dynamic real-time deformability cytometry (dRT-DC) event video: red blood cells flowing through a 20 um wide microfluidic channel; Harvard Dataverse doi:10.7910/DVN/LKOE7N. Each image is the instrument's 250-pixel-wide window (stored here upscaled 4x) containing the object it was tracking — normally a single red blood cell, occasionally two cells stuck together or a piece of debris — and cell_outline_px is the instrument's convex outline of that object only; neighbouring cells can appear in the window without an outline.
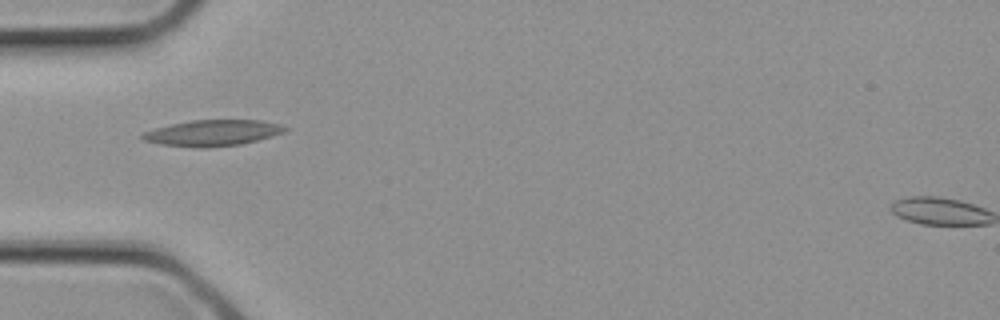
{"species": "common noctule bat (a hibernating species)", "species_latin": "Nyctalus noctula", "temperature_condition": "cold", "stored_images_in_passage": 1, "camera_frame_rate_fps": 3000, "um_per_image_px": 0.085, "animal": {"sex": "female", "body_mass_g": 21.9}, "frame": {"image": 1, "passage_image": 1, "time_ms": 0.0, "image_size_px": [1000, 320], "cell_outline_px": [[288, 128], [284, 132], [272, 136], [240, 144], [204, 148], [200, 148], [160, 144], [144, 140], [140, 136], [144, 132], [156, 128], [172, 124], [192, 120], [260, 120], [280, 124]], "centroid_in_image_um": [18.08, 11.3], "position_along_channel_um": 66.9, "area_um2": 21.39}}